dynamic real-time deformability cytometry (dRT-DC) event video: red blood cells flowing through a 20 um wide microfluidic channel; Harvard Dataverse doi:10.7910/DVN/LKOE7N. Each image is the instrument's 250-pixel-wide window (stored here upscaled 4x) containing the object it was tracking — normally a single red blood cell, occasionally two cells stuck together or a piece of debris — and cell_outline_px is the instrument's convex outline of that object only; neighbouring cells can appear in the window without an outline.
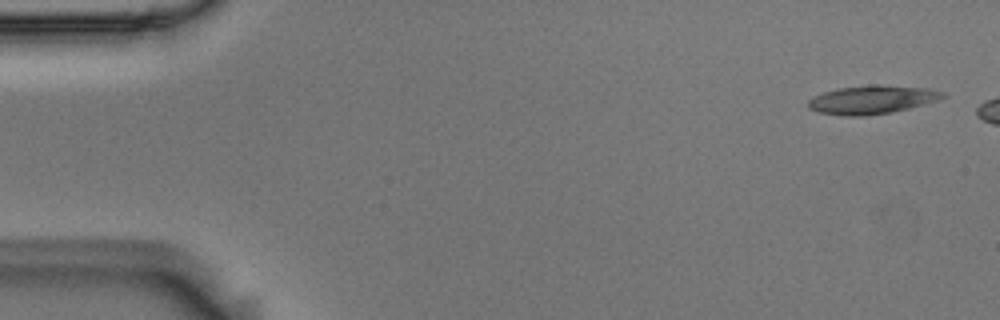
{"species": "Egyptian fruit bat (a non-hibernating species)", "species_latin": "Rousettus aegyptiacus", "temperature_condition": "room temperature", "stored_images_in_passage": 3, "camera_frame_rate_fps": 3000, "um_per_image_px": 0.085, "animal": {"sex": "male"}, "frame": {"image": 1, "passage_image": 1, "time_ms": 0.0, "image_size_px": [1000, 320], "cell_outline_px": [[948, 96], [936, 100], [908, 108], [892, 112], [864, 116], [844, 116], [820, 112], [808, 108], [808, 100], [812, 96], [824, 92], [840, 88], [872, 84], [880, 84], [928, 88], [944, 92]], "centroid_in_image_um": [74.11, 8.46], "position_along_channel_um": 10.9, "area_um2": 22.31}}